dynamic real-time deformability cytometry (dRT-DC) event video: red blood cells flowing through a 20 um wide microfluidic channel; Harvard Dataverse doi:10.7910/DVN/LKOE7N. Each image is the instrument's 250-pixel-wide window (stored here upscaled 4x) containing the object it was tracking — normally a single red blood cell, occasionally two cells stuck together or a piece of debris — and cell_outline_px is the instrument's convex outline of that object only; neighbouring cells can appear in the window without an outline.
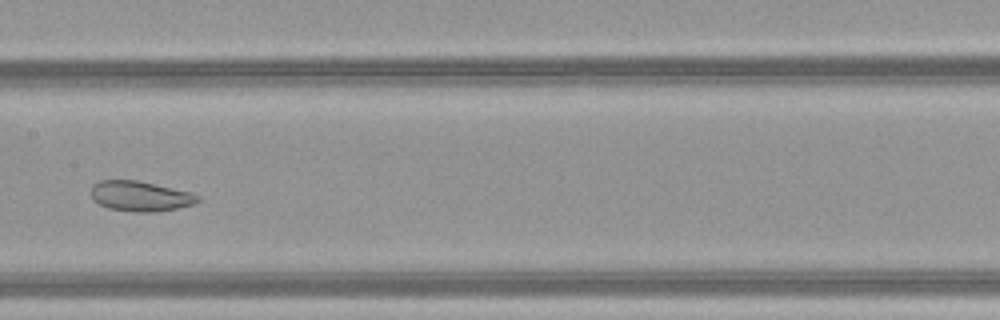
{"species": "common noctule bat (a hibernating species)", "species_latin": "Nyctalus noctula", "temperature_condition": "warm", "stored_images_in_passage": 42, "camera_frame_rate_fps": 3000, "um_per_image_px": 0.085, "animal": {"sex": "female", "body_mass_g": 21.9}, "frame": {"image": 1, "passage_image": 19, "time_ms": 6.0, "image_size_px": [1000, 320], "cell_outline_px": [[200, 200], [192, 204], [176, 208], [156, 212], [136, 212], [108, 208], [92, 200], [92, 184], [100, 180], [136, 180], [192, 192], [200, 196]], "centroid_in_image_um": [11.92, 16.67], "position_along_channel_um": 195.5, "area_um2": 18.73}}
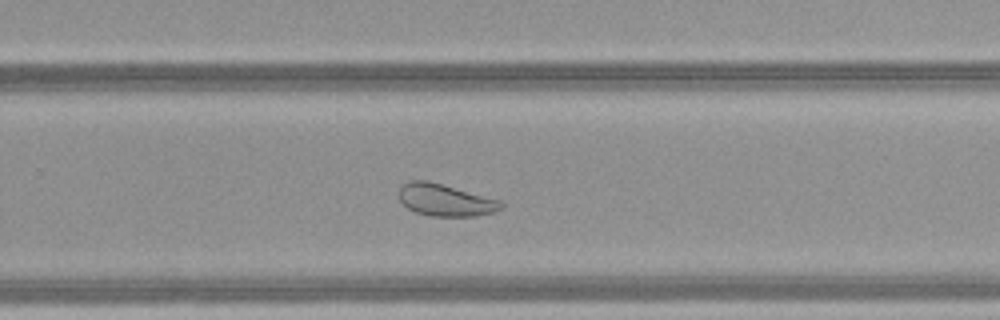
{"frame": {"image": 2, "passage_image": 26, "time_ms": 8.333, "image_size_px": [1000, 320], "cell_outline_px": [[504, 204], [500, 208], [492, 212], [476, 216], [432, 216], [416, 212], [408, 208], [400, 200], [400, 188], [408, 180], [428, 180], [500, 200]], "centroid_in_image_um": [37.84, 17.0], "position_along_channel_um": 292.0, "area_um2": 18.84}}
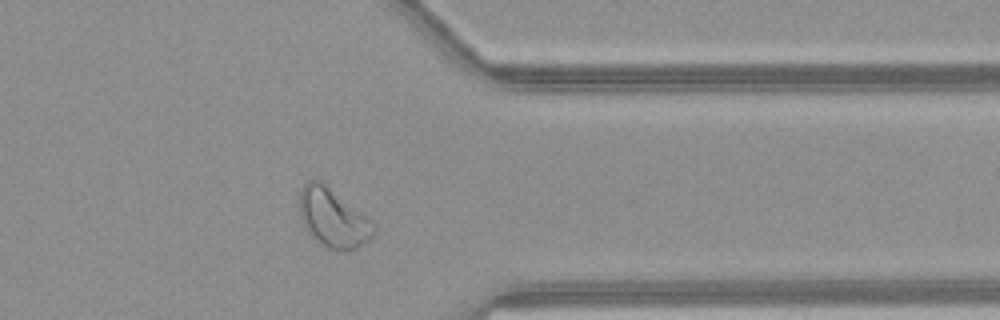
{"frame": {"image": 3, "passage_image": 33, "time_ms": 10.667, "image_size_px": [1000, 320], "cell_outline_px": [[376, 232], [368, 240], [356, 248], [348, 252], [340, 252], [328, 248], [320, 244], [308, 232], [300, 216], [300, 192], [304, 184], [308, 180], [320, 180], [372, 220], [376, 224]], "centroid_in_image_um": [28.34, 18.56], "position_along_channel_um": 383.1, "area_um2": 25.43}, "authors_computed_cell_mechanics": {"area_um2": 24.8251, "velocity_mm_per_s": 4.1605, "shape_relaxation_time_tau1_ms": null, "shape_relaxation_time_tau2_ms": 1.5109, "deformation_change_tau1": null, "deformation_change_tau2": 0.0775}}